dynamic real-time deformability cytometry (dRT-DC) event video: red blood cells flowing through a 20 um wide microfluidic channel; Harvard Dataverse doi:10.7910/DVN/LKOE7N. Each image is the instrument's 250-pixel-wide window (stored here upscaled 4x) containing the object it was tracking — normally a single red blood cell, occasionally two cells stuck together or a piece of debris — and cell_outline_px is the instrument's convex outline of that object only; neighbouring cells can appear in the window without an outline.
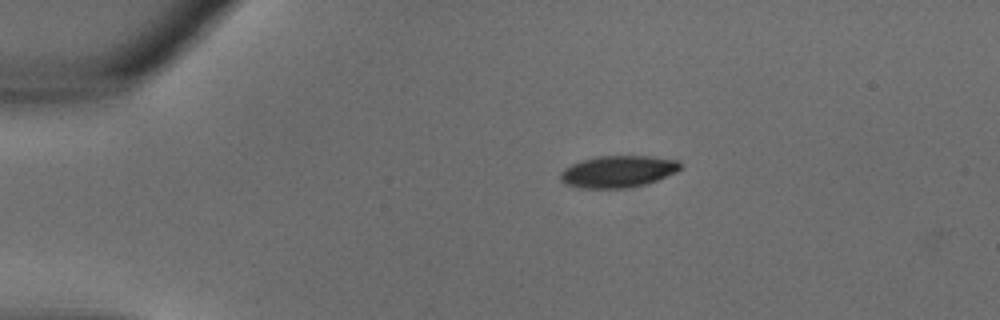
{"species": "common noctule bat (a hibernating species)", "species_latin": "Nyctalus noctula", "temperature_condition": "warm", "stored_images_in_passage": 28, "camera_frame_rate_fps": 3000, "um_per_image_px": 0.085, "animal": {"sex": "male", "body_mass_g": 18.8}, "frame": {"image": 1, "passage_image": 1, "time_ms": 0.0, "image_size_px": [1000, 320], "cell_outline_px": [[680, 168], [676, 172], [648, 184], [628, 188], [580, 188], [564, 184], [560, 180], [560, 172], [564, 168], [580, 160], [596, 156], [648, 156], [676, 160], [680, 164]], "centroid_in_image_um": [52.48, 14.59], "position_along_channel_um": 32.5, "area_um2": 22.37}}
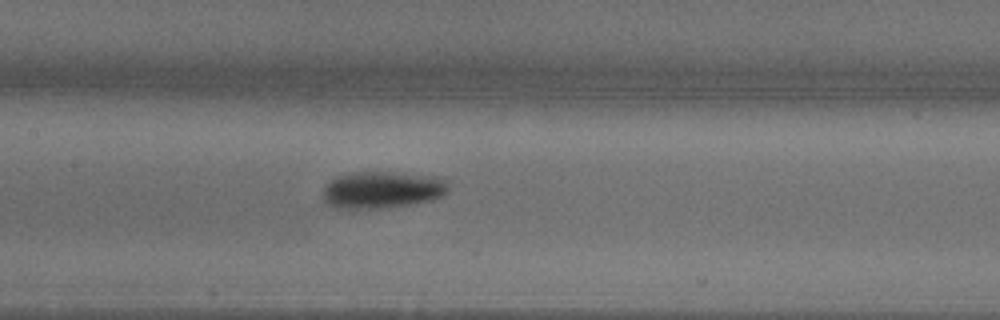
{"frame": {"image": 2, "passage_image": 11, "time_ms": 3.333, "image_size_px": [1000, 320], "cell_outline_px": [[448, 192], [432, 200], [412, 204], [380, 208], [336, 208], [328, 204], [324, 200], [324, 188], [336, 176], [356, 172], [404, 172], [432, 176], [448, 180]], "centroid_in_image_um": [32.53, 16.12], "position_along_channel_um": 174.9, "area_um2": 26.99}}
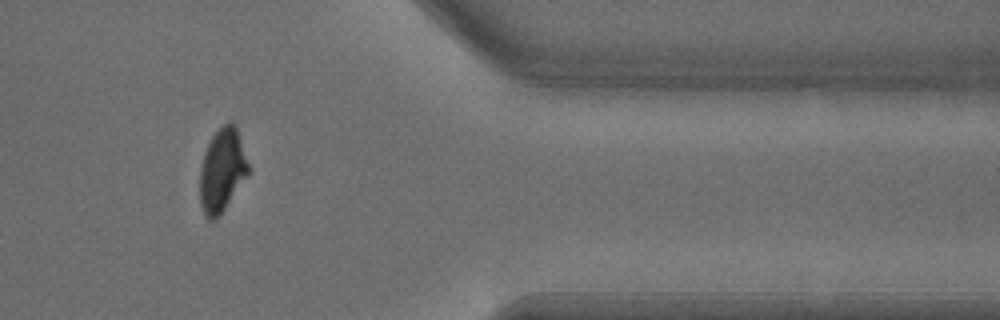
{"frame": {"image": 3, "passage_image": 23, "time_ms": 7.333, "image_size_px": [1000, 320], "cell_outline_px": [[252, 172], [216, 220], [208, 220], [204, 216], [200, 204], [200, 168], [204, 152], [212, 136], [224, 124], [232, 120], [236, 128], [252, 168]], "centroid_in_image_um": [18.92, 14.51], "position_along_channel_um": 392.5, "area_um2": 24.1}}